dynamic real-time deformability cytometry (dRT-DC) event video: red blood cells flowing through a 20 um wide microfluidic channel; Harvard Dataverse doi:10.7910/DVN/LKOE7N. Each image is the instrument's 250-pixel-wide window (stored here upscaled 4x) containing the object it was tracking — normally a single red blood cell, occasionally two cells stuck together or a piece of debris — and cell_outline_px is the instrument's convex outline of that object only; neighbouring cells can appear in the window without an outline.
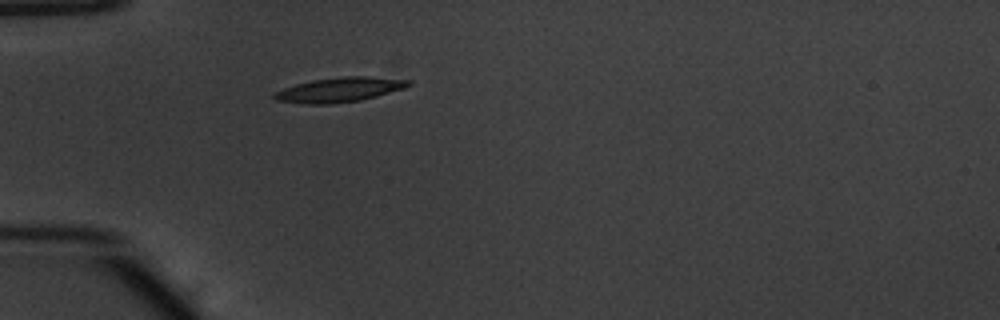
{"species": "common noctule bat (a hibernating species)", "species_latin": "Nyctalus noctula", "temperature_condition": "warm", "stored_images_in_passage": 34, "camera_frame_rate_fps": 3000, "um_per_image_px": 0.085, "animal": {"sex": "male", "body_mass_g": 20.1, "forearm_length_mm": 53.5}, "frame": {"image": 1, "passage_image": 1, "time_ms": 0.0, "image_size_px": [1000, 320], "cell_outline_px": [[412, 84], [404, 88], [376, 96], [360, 100], [332, 104], [304, 104], [276, 100], [272, 96], [276, 92], [284, 88], [296, 84], [312, 80], [344, 76], [368, 76], [412, 80]], "centroid_in_image_um": [28.87, 7.62], "position_along_channel_um": 56.1, "area_um2": 19.19}}
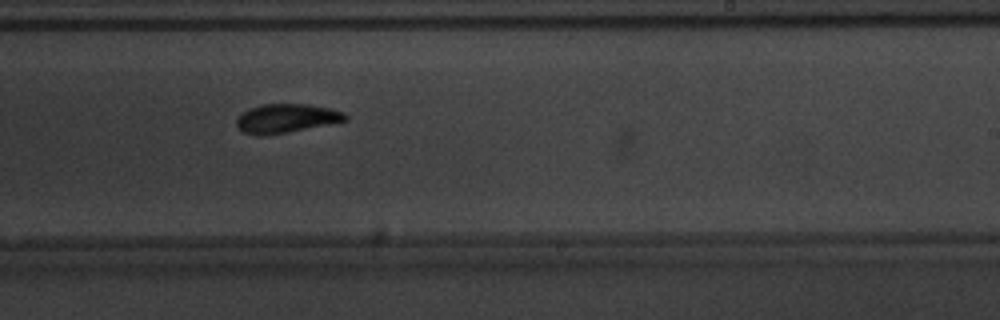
{"frame": {"image": 2, "passage_image": 18, "time_ms": 5.667, "image_size_px": [1000, 320], "cell_outline_px": [[348, 120], [288, 132], [256, 136], [244, 132], [236, 124], [236, 120], [248, 108], [260, 104], [308, 104], [328, 108], [344, 112], [348, 116]], "centroid_in_image_um": [24.33, 10.05], "position_along_channel_um": 264.7, "area_um2": 18.15}}
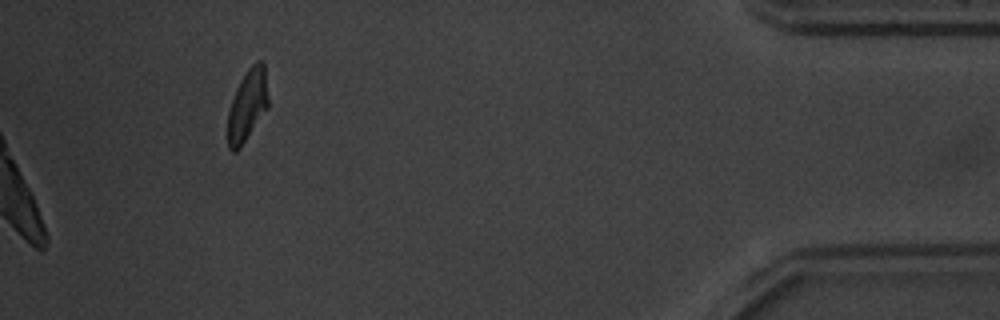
{"frame": {"image": 3, "passage_image": 34, "time_ms": 11.0, "image_size_px": [1000, 320], "cell_outline_px": [[268, 108], [240, 148], [236, 152], [232, 152], [228, 148], [228, 112], [236, 88], [240, 80], [248, 68], [256, 60], [264, 60], [268, 96]], "centroid_in_image_um": [21.04, 8.93], "position_along_channel_um": 414.2, "area_um2": 17.05}, "authors_computed_cell_mechanics": {"area_um2": 18.5249, "velocity_mm_per_s": 3.8427, "shape_relaxation_time_tau1_ms": 2.6115, "shape_relaxation_time_tau2_ms": 3.2128, "deformation_change_tau1": 0.1702, "deformation_change_tau2": 0.0965}}